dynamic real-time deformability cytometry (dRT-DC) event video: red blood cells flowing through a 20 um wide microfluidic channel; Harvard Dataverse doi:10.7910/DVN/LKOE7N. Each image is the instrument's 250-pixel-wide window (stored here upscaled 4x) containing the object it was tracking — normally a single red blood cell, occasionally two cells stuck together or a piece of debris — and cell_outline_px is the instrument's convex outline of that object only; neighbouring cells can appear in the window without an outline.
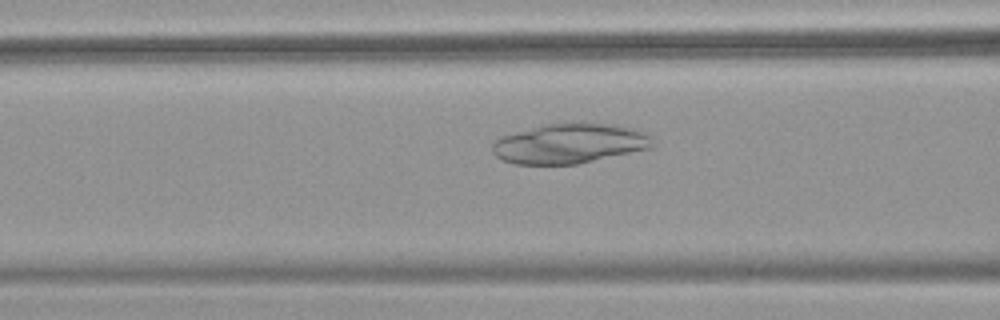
{"species": "common noctule bat (a hibernating species)", "species_latin": "Nyctalus noctula", "temperature_condition": "warm", "stored_images_in_passage": 11, "camera_frame_rate_fps": 3000, "um_per_image_px": 0.085, "animal": {"sex": "female", "body_mass_g": 18.4}, "frame": {"image": 1, "passage_image": 5, "time_ms": 1.333, "image_size_px": [1000, 320], "cell_outline_px": [[656, 144], [652, 148], [576, 164], [512, 164], [496, 156], [492, 152], [492, 144], [500, 136], [544, 124], [584, 120], [616, 124], [632, 128], [652, 136], [656, 140]], "centroid_in_image_um": [48.46, 12.16], "position_along_channel_um": 118.1, "area_um2": 38.15}}
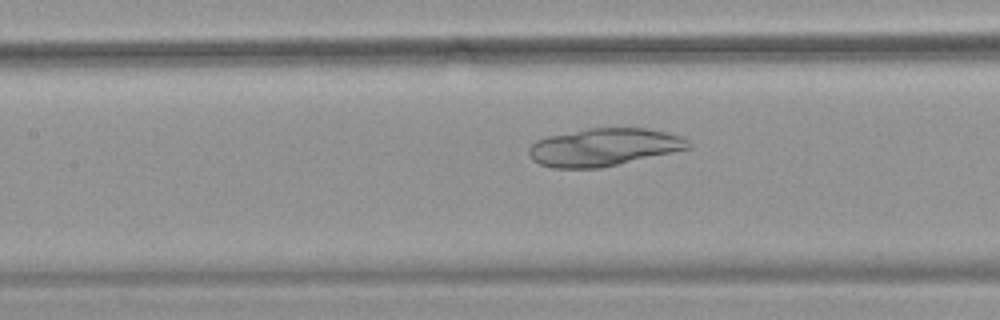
{"frame": {"image": 2, "passage_image": 8, "time_ms": 2.333, "image_size_px": [1000, 320], "cell_outline_px": [[692, 148], [600, 168], [552, 168], [540, 164], [532, 160], [528, 152], [528, 148], [536, 140], [548, 136], [588, 128], [648, 128], [680, 136], [692, 144]], "centroid_in_image_um": [51.31, 12.51], "position_along_channel_um": 156.1, "area_um2": 34.97}}